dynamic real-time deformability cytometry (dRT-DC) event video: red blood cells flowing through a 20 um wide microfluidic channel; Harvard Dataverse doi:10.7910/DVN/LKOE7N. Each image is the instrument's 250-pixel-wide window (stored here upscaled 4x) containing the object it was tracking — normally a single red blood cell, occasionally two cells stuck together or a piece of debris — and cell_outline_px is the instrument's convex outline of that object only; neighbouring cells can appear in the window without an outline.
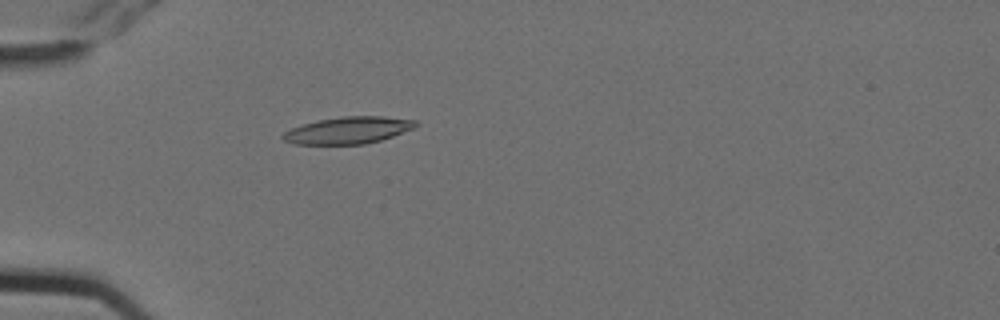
{"species": "Egyptian fruit bat (a non-hibernating species)", "species_latin": "Rousettus aegyptiacus", "temperature_condition": "cold", "stored_images_in_passage": 3, "camera_frame_rate_fps": 3000, "um_per_image_px": 0.085, "animal": {"sex": "female"}, "frame": {"image": 1, "passage_image": 3, "time_ms": 0.667, "image_size_px": [1000, 320], "cell_outline_px": [[420, 124], [416, 128], [380, 140], [364, 144], [292, 144], [284, 140], [280, 136], [284, 132], [292, 128], [316, 120], [340, 116], [384, 116], [416, 120]], "centroid_in_image_um": [29.62, 11.06], "position_along_channel_um": 55.4, "area_um2": 20.98}}